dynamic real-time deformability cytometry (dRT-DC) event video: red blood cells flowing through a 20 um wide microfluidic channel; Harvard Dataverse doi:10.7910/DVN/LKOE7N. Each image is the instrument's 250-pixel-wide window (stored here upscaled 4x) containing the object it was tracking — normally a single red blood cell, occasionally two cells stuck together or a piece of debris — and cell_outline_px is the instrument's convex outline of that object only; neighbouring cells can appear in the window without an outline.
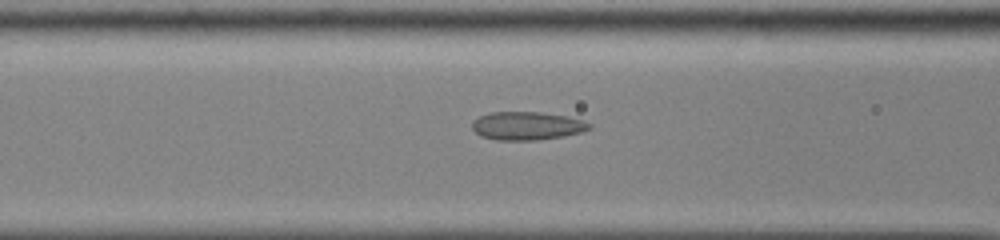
{"species": "common noctule bat (a hibernating species)", "species_latin": "Nyctalus noctula", "temperature_condition": "cold", "stored_images_in_passage": 47, "camera_frame_rate_fps": 3000, "um_per_image_px": 0.085, "animal": {"sex": "male", "body_mass_g": 13.0, "forearm_length_mm": 53.1}, "frame": {"image": 1, "passage_image": 17, "time_ms": 5.333, "image_size_px": [1000, 240], "cell_outline_px": [[592, 128], [580, 132], [564, 136], [536, 140], [496, 140], [480, 136], [472, 128], [472, 120], [480, 116], [492, 112], [540, 112], [568, 116], [584, 120], [592, 124]], "centroid_in_image_um": [44.81, 10.69], "position_along_channel_um": 121.8, "area_um2": 19.42}}
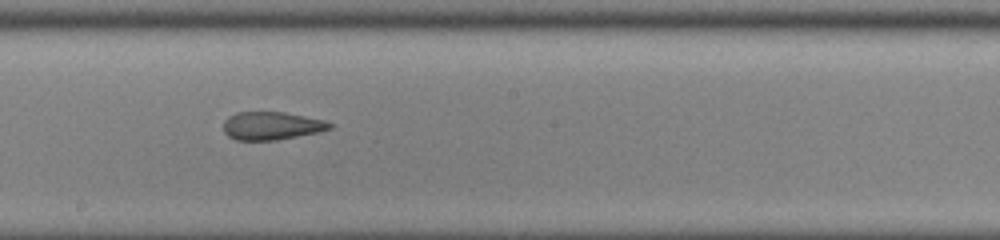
{"frame": {"image": 2, "passage_image": 25, "time_ms": 8.0, "image_size_px": [1000, 240], "cell_outline_px": [[332, 128], [320, 132], [276, 140], [236, 140], [228, 136], [224, 132], [224, 120], [228, 116], [236, 112], [284, 112], [324, 120], [332, 124]], "centroid_in_image_um": [23.07, 10.69], "position_along_channel_um": 225.1, "area_um2": 17.4}}
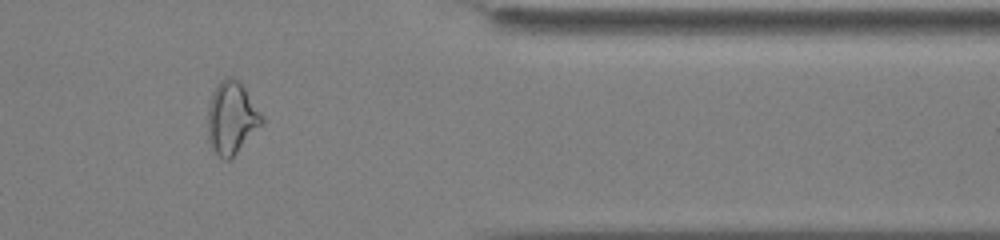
{"frame": {"image": 3, "passage_image": 39, "time_ms": 12.667, "image_size_px": [1000, 240], "cell_outline_px": [[264, 120], [236, 152], [228, 160], [224, 160], [212, 148], [208, 140], [208, 108], [212, 92], [220, 80], [224, 76], [232, 76], [240, 80], [264, 116]], "centroid_in_image_um": [19.68, 9.94], "position_along_channel_um": 391.7, "area_um2": 22.66}, "authors_computed_cell_mechanics": {"area_um2": 20.3456, "velocity_mm_per_s": 3.8755, "shape_relaxation_time_tau1_ms": null, "shape_relaxation_time_tau2_ms": 2.249, "deformation_change_tau1": null, "deformation_change_tau2": 0.0955}}